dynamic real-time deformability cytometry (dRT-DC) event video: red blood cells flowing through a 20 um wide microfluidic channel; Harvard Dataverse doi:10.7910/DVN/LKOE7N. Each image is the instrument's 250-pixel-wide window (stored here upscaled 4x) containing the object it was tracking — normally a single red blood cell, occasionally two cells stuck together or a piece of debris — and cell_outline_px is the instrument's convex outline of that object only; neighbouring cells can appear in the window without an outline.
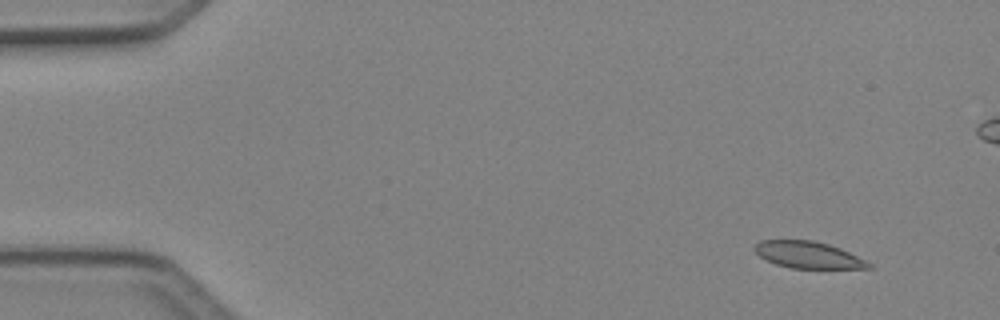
{"species": "Egyptian fruit bat (a non-hibernating species)", "species_latin": "Rousettus aegyptiacus", "temperature_condition": "cold", "stored_images_in_passage": 5, "camera_frame_rate_fps": 3000, "um_per_image_px": 0.085, "animal": {"sex": "female"}, "frame": {"image": 1, "passage_image": 1, "time_ms": 0.0, "image_size_px": [1000, 320], "cell_outline_px": [[872, 268], [792, 268], [776, 264], [764, 260], [752, 248], [760, 240], [812, 240], [828, 244], [840, 248], [872, 264]], "centroid_in_image_um": [68.65, 21.66], "position_along_channel_um": 16.4, "area_um2": 17.63}}